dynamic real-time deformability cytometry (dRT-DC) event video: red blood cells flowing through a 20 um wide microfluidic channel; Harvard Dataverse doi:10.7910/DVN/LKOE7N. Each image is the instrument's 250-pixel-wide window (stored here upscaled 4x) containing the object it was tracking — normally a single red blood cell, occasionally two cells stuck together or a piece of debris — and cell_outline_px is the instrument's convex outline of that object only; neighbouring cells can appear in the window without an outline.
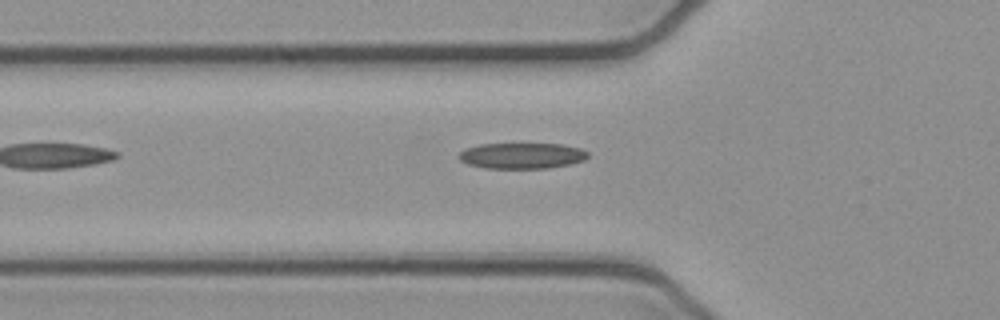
{"species": "common noctule bat (a hibernating species)", "species_latin": "Nyctalus noctula", "temperature_condition": "cold", "stored_images_in_passage": 2, "camera_frame_rate_fps": 3000, "um_per_image_px": 0.085, "animal": {"sex": "female", "body_mass_g": 21.9}, "frame": {"image": 1, "passage_image": 2, "time_ms": 0.333, "image_size_px": [1000, 320], "cell_outline_px": [[588, 156], [584, 160], [568, 164], [548, 168], [484, 168], [468, 164], [460, 160], [456, 156], [464, 148], [480, 144], [564, 144], [580, 148], [588, 152]], "centroid_in_image_um": [44.32, 13.23], "position_along_channel_um": 81.5, "area_um2": 19.48}}